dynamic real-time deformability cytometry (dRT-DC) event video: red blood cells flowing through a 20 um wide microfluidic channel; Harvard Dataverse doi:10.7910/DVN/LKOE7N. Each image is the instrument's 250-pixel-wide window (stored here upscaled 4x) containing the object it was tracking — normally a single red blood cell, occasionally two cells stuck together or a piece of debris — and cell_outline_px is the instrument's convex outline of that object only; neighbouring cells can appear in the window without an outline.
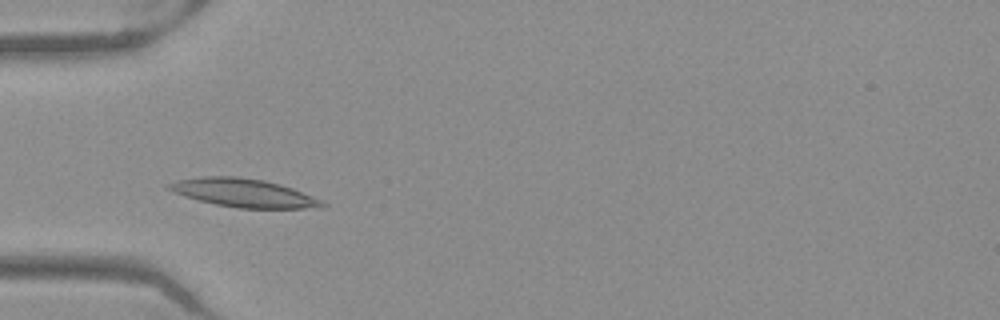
{"species": "Egyptian fruit bat (a non-hibernating species)", "species_latin": "Rousettus aegyptiacus", "temperature_condition": "warm", "stored_images_in_passage": 45, "camera_frame_rate_fps": 3000, "um_per_image_px": 0.085, "frame": {"image": 1, "passage_image": 10, "time_ms": 3.0, "image_size_px": [1000, 320], "cell_outline_px": [[328, 204], [320, 208], [240, 208], [216, 204], [184, 196], [164, 188], [164, 184], [176, 180], [200, 176], [236, 176], [264, 180], [280, 184], [292, 188], [312, 196]], "centroid_in_image_um": [20.65, 16.38], "position_along_channel_um": 64.3, "area_um2": 25.37}}
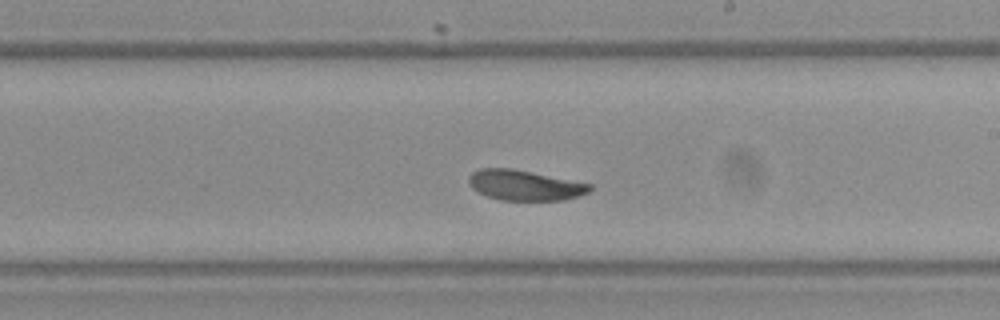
{"frame": {"image": 2, "passage_image": 24, "time_ms": 7.667, "image_size_px": [1000, 320], "cell_outline_px": [[592, 188], [588, 192], [580, 196], [564, 200], [500, 200], [488, 196], [472, 188], [468, 180], [468, 176], [472, 172], [480, 168], [512, 168], [592, 184]], "centroid_in_image_um": [44.61, 15.74], "position_along_channel_um": 244.4, "area_um2": 21.33}}
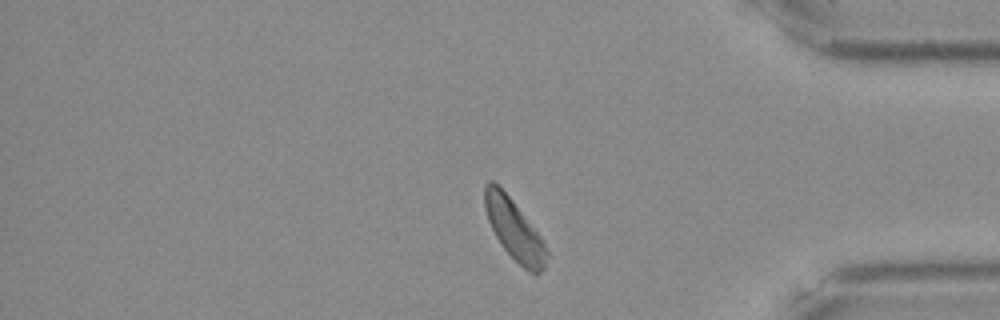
{"frame": {"image": 3, "passage_image": 37, "time_ms": 12.0, "image_size_px": [1000, 320], "cell_outline_px": [[548, 256], [544, 268], [536, 276], [524, 268], [504, 248], [496, 236], [488, 220], [484, 208], [484, 184], [488, 180], [492, 180], [512, 200], [540, 236], [548, 252]], "centroid_in_image_um": [43.7, 19.52], "position_along_channel_um": 391.5, "area_um2": 21.39}, "authors_computed_cell_mechanics": {"area_um2": 22.4842, "velocity_mm_per_s": 3.8913, "shape_relaxation_time_tau1_ms": 2.2389, "shape_relaxation_time_tau2_ms": 2.4672, "deformation_change_tau1": 0.13, "deformation_change_tau2": 0.0627}}